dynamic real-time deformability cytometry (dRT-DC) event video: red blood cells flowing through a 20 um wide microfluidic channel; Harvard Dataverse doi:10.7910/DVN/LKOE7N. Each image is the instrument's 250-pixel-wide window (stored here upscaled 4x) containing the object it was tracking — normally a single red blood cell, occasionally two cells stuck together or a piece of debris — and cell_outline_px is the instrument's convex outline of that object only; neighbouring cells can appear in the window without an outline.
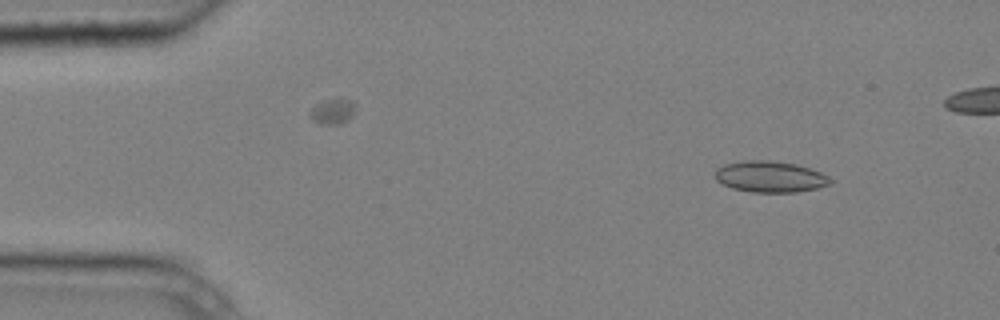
{"species": "common noctule bat (a hibernating species)", "species_latin": "Nyctalus noctula", "temperature_condition": "cold", "stored_images_in_passage": 3, "camera_frame_rate_fps": 3000, "um_per_image_px": 0.085, "animal": {"sex": "male", "body_mass_g": 20.4}, "frame": {"image": 1, "passage_image": 3, "time_ms": 0.667, "image_size_px": [1000, 320], "cell_outline_px": [[832, 184], [816, 188], [796, 192], [752, 192], [732, 188], [716, 180], [716, 168], [724, 164], [744, 160], [772, 160], [796, 164], [820, 172], [828, 176], [832, 180]], "centroid_in_image_um": [65.46, 15.01], "position_along_channel_um": 19.5, "area_um2": 20.92}}